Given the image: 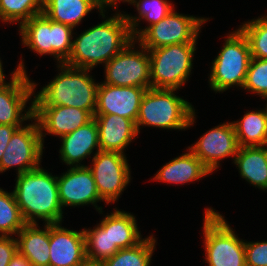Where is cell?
<instances>
[{
	"label": "cell",
	"mask_w": 267,
	"mask_h": 266,
	"mask_svg": "<svg viewBox=\"0 0 267 266\" xmlns=\"http://www.w3.org/2000/svg\"><path fill=\"white\" fill-rule=\"evenodd\" d=\"M197 43H181L148 50L151 88L180 89L193 69Z\"/></svg>",
	"instance_id": "obj_8"
},
{
	"label": "cell",
	"mask_w": 267,
	"mask_h": 266,
	"mask_svg": "<svg viewBox=\"0 0 267 266\" xmlns=\"http://www.w3.org/2000/svg\"><path fill=\"white\" fill-rule=\"evenodd\" d=\"M177 89L146 90L136 120V128L152 126L163 129L185 130L195 122V109L191 103L176 96Z\"/></svg>",
	"instance_id": "obj_4"
},
{
	"label": "cell",
	"mask_w": 267,
	"mask_h": 266,
	"mask_svg": "<svg viewBox=\"0 0 267 266\" xmlns=\"http://www.w3.org/2000/svg\"><path fill=\"white\" fill-rule=\"evenodd\" d=\"M5 77H6V75L3 72L2 62H1V58H0V82L5 81Z\"/></svg>",
	"instance_id": "obj_40"
},
{
	"label": "cell",
	"mask_w": 267,
	"mask_h": 266,
	"mask_svg": "<svg viewBox=\"0 0 267 266\" xmlns=\"http://www.w3.org/2000/svg\"><path fill=\"white\" fill-rule=\"evenodd\" d=\"M243 89L267 100V59L251 57Z\"/></svg>",
	"instance_id": "obj_33"
},
{
	"label": "cell",
	"mask_w": 267,
	"mask_h": 266,
	"mask_svg": "<svg viewBox=\"0 0 267 266\" xmlns=\"http://www.w3.org/2000/svg\"><path fill=\"white\" fill-rule=\"evenodd\" d=\"M26 73L24 62L21 60L11 74V81L0 82V125H23L24 121H33L31 96L34 95L37 84L29 79ZM29 100L32 102L26 111Z\"/></svg>",
	"instance_id": "obj_10"
},
{
	"label": "cell",
	"mask_w": 267,
	"mask_h": 266,
	"mask_svg": "<svg viewBox=\"0 0 267 266\" xmlns=\"http://www.w3.org/2000/svg\"><path fill=\"white\" fill-rule=\"evenodd\" d=\"M211 173L212 172L189 149L187 153L164 164L155 174L153 180L184 185L199 180Z\"/></svg>",
	"instance_id": "obj_22"
},
{
	"label": "cell",
	"mask_w": 267,
	"mask_h": 266,
	"mask_svg": "<svg viewBox=\"0 0 267 266\" xmlns=\"http://www.w3.org/2000/svg\"><path fill=\"white\" fill-rule=\"evenodd\" d=\"M126 155L119 152L98 151L93 155L91 170L100 198L115 203L130 183V166Z\"/></svg>",
	"instance_id": "obj_12"
},
{
	"label": "cell",
	"mask_w": 267,
	"mask_h": 266,
	"mask_svg": "<svg viewBox=\"0 0 267 266\" xmlns=\"http://www.w3.org/2000/svg\"><path fill=\"white\" fill-rule=\"evenodd\" d=\"M132 40L125 15L116 12L73 40L72 52L65 64L92 70L97 64L109 62Z\"/></svg>",
	"instance_id": "obj_1"
},
{
	"label": "cell",
	"mask_w": 267,
	"mask_h": 266,
	"mask_svg": "<svg viewBox=\"0 0 267 266\" xmlns=\"http://www.w3.org/2000/svg\"><path fill=\"white\" fill-rule=\"evenodd\" d=\"M110 213L111 247L126 249L136 246L144 238L138 230L135 216L126 211L117 210Z\"/></svg>",
	"instance_id": "obj_26"
},
{
	"label": "cell",
	"mask_w": 267,
	"mask_h": 266,
	"mask_svg": "<svg viewBox=\"0 0 267 266\" xmlns=\"http://www.w3.org/2000/svg\"><path fill=\"white\" fill-rule=\"evenodd\" d=\"M131 5L136 7L138 17L124 14L126 21L131 29V36L136 40L149 26L158 23L164 19L173 9L174 5L169 0H133ZM141 19L147 20L148 26L144 29H139Z\"/></svg>",
	"instance_id": "obj_27"
},
{
	"label": "cell",
	"mask_w": 267,
	"mask_h": 266,
	"mask_svg": "<svg viewBox=\"0 0 267 266\" xmlns=\"http://www.w3.org/2000/svg\"><path fill=\"white\" fill-rule=\"evenodd\" d=\"M57 66L61 72L36 95L34 93L33 106H72L94 116L99 83L90 76L91 70L65 63Z\"/></svg>",
	"instance_id": "obj_3"
},
{
	"label": "cell",
	"mask_w": 267,
	"mask_h": 266,
	"mask_svg": "<svg viewBox=\"0 0 267 266\" xmlns=\"http://www.w3.org/2000/svg\"><path fill=\"white\" fill-rule=\"evenodd\" d=\"M93 9L96 0H45L43 13L52 21L76 28Z\"/></svg>",
	"instance_id": "obj_24"
},
{
	"label": "cell",
	"mask_w": 267,
	"mask_h": 266,
	"mask_svg": "<svg viewBox=\"0 0 267 266\" xmlns=\"http://www.w3.org/2000/svg\"><path fill=\"white\" fill-rule=\"evenodd\" d=\"M98 7H99V12L102 15V18H106L105 17V9L106 8H110L113 7V9H117V1H123V2H128V4H131L133 0H96Z\"/></svg>",
	"instance_id": "obj_37"
},
{
	"label": "cell",
	"mask_w": 267,
	"mask_h": 266,
	"mask_svg": "<svg viewBox=\"0 0 267 266\" xmlns=\"http://www.w3.org/2000/svg\"><path fill=\"white\" fill-rule=\"evenodd\" d=\"M60 140V159L70 167L86 166L81 162L90 157L94 149H97L96 153L100 151L98 128L94 118L75 131L60 137Z\"/></svg>",
	"instance_id": "obj_20"
},
{
	"label": "cell",
	"mask_w": 267,
	"mask_h": 266,
	"mask_svg": "<svg viewBox=\"0 0 267 266\" xmlns=\"http://www.w3.org/2000/svg\"><path fill=\"white\" fill-rule=\"evenodd\" d=\"M239 147L234 126L227 122L205 132L188 149L213 173L222 159L231 157L234 160Z\"/></svg>",
	"instance_id": "obj_14"
},
{
	"label": "cell",
	"mask_w": 267,
	"mask_h": 266,
	"mask_svg": "<svg viewBox=\"0 0 267 266\" xmlns=\"http://www.w3.org/2000/svg\"><path fill=\"white\" fill-rule=\"evenodd\" d=\"M246 266H267V240L248 242L244 240Z\"/></svg>",
	"instance_id": "obj_34"
},
{
	"label": "cell",
	"mask_w": 267,
	"mask_h": 266,
	"mask_svg": "<svg viewBox=\"0 0 267 266\" xmlns=\"http://www.w3.org/2000/svg\"><path fill=\"white\" fill-rule=\"evenodd\" d=\"M233 162L241 178L252 186L267 190V146L239 147Z\"/></svg>",
	"instance_id": "obj_23"
},
{
	"label": "cell",
	"mask_w": 267,
	"mask_h": 266,
	"mask_svg": "<svg viewBox=\"0 0 267 266\" xmlns=\"http://www.w3.org/2000/svg\"><path fill=\"white\" fill-rule=\"evenodd\" d=\"M225 39L224 46L213 60L208 80L211 90L216 93L233 86L243 88L251 60L248 39L239 28Z\"/></svg>",
	"instance_id": "obj_6"
},
{
	"label": "cell",
	"mask_w": 267,
	"mask_h": 266,
	"mask_svg": "<svg viewBox=\"0 0 267 266\" xmlns=\"http://www.w3.org/2000/svg\"><path fill=\"white\" fill-rule=\"evenodd\" d=\"M33 113L40 128L43 145L47 133L62 137L94 118L89 111L72 106H33Z\"/></svg>",
	"instance_id": "obj_17"
},
{
	"label": "cell",
	"mask_w": 267,
	"mask_h": 266,
	"mask_svg": "<svg viewBox=\"0 0 267 266\" xmlns=\"http://www.w3.org/2000/svg\"><path fill=\"white\" fill-rule=\"evenodd\" d=\"M26 224L14 193L0 188V235H17Z\"/></svg>",
	"instance_id": "obj_31"
},
{
	"label": "cell",
	"mask_w": 267,
	"mask_h": 266,
	"mask_svg": "<svg viewBox=\"0 0 267 266\" xmlns=\"http://www.w3.org/2000/svg\"><path fill=\"white\" fill-rule=\"evenodd\" d=\"M85 234L86 258L105 261L112 257L118 247H111L110 214H107L94 229H83Z\"/></svg>",
	"instance_id": "obj_28"
},
{
	"label": "cell",
	"mask_w": 267,
	"mask_h": 266,
	"mask_svg": "<svg viewBox=\"0 0 267 266\" xmlns=\"http://www.w3.org/2000/svg\"><path fill=\"white\" fill-rule=\"evenodd\" d=\"M241 120L233 121L240 147L267 146V109L247 111Z\"/></svg>",
	"instance_id": "obj_25"
},
{
	"label": "cell",
	"mask_w": 267,
	"mask_h": 266,
	"mask_svg": "<svg viewBox=\"0 0 267 266\" xmlns=\"http://www.w3.org/2000/svg\"><path fill=\"white\" fill-rule=\"evenodd\" d=\"M13 190L16 202L26 223H61L63 211L59 199L57 175L41 167L17 175Z\"/></svg>",
	"instance_id": "obj_2"
},
{
	"label": "cell",
	"mask_w": 267,
	"mask_h": 266,
	"mask_svg": "<svg viewBox=\"0 0 267 266\" xmlns=\"http://www.w3.org/2000/svg\"><path fill=\"white\" fill-rule=\"evenodd\" d=\"M80 266H105L104 261H95L86 258Z\"/></svg>",
	"instance_id": "obj_39"
},
{
	"label": "cell",
	"mask_w": 267,
	"mask_h": 266,
	"mask_svg": "<svg viewBox=\"0 0 267 266\" xmlns=\"http://www.w3.org/2000/svg\"><path fill=\"white\" fill-rule=\"evenodd\" d=\"M18 128L12 135L0 161V172L17 168V175L40 167L43 142L37 120Z\"/></svg>",
	"instance_id": "obj_13"
},
{
	"label": "cell",
	"mask_w": 267,
	"mask_h": 266,
	"mask_svg": "<svg viewBox=\"0 0 267 266\" xmlns=\"http://www.w3.org/2000/svg\"><path fill=\"white\" fill-rule=\"evenodd\" d=\"M59 199L61 207L94 205L98 213H102V207L97 203L100 198L95 179L88 166L70 167L67 172L57 176Z\"/></svg>",
	"instance_id": "obj_15"
},
{
	"label": "cell",
	"mask_w": 267,
	"mask_h": 266,
	"mask_svg": "<svg viewBox=\"0 0 267 266\" xmlns=\"http://www.w3.org/2000/svg\"><path fill=\"white\" fill-rule=\"evenodd\" d=\"M209 18L179 14L173 9L149 26L136 42L148 50L181 43H196L201 27Z\"/></svg>",
	"instance_id": "obj_9"
},
{
	"label": "cell",
	"mask_w": 267,
	"mask_h": 266,
	"mask_svg": "<svg viewBox=\"0 0 267 266\" xmlns=\"http://www.w3.org/2000/svg\"><path fill=\"white\" fill-rule=\"evenodd\" d=\"M135 42L133 39L104 65L105 81L102 83L121 87L151 88L149 51L140 44L138 45L142 50H135Z\"/></svg>",
	"instance_id": "obj_11"
},
{
	"label": "cell",
	"mask_w": 267,
	"mask_h": 266,
	"mask_svg": "<svg viewBox=\"0 0 267 266\" xmlns=\"http://www.w3.org/2000/svg\"><path fill=\"white\" fill-rule=\"evenodd\" d=\"M147 89L99 83L95 114H114L136 123L139 107Z\"/></svg>",
	"instance_id": "obj_16"
},
{
	"label": "cell",
	"mask_w": 267,
	"mask_h": 266,
	"mask_svg": "<svg viewBox=\"0 0 267 266\" xmlns=\"http://www.w3.org/2000/svg\"><path fill=\"white\" fill-rule=\"evenodd\" d=\"M73 29L69 25L54 22L41 13L24 22L19 27V33L24 46L40 56L52 55L60 64L65 63L72 52Z\"/></svg>",
	"instance_id": "obj_7"
},
{
	"label": "cell",
	"mask_w": 267,
	"mask_h": 266,
	"mask_svg": "<svg viewBox=\"0 0 267 266\" xmlns=\"http://www.w3.org/2000/svg\"><path fill=\"white\" fill-rule=\"evenodd\" d=\"M50 224L49 266H80L86 259L84 230L76 231Z\"/></svg>",
	"instance_id": "obj_18"
},
{
	"label": "cell",
	"mask_w": 267,
	"mask_h": 266,
	"mask_svg": "<svg viewBox=\"0 0 267 266\" xmlns=\"http://www.w3.org/2000/svg\"><path fill=\"white\" fill-rule=\"evenodd\" d=\"M17 252L16 238L0 235V266H8Z\"/></svg>",
	"instance_id": "obj_35"
},
{
	"label": "cell",
	"mask_w": 267,
	"mask_h": 266,
	"mask_svg": "<svg viewBox=\"0 0 267 266\" xmlns=\"http://www.w3.org/2000/svg\"><path fill=\"white\" fill-rule=\"evenodd\" d=\"M239 29L248 39L251 57L267 59V16L247 21Z\"/></svg>",
	"instance_id": "obj_32"
},
{
	"label": "cell",
	"mask_w": 267,
	"mask_h": 266,
	"mask_svg": "<svg viewBox=\"0 0 267 266\" xmlns=\"http://www.w3.org/2000/svg\"><path fill=\"white\" fill-rule=\"evenodd\" d=\"M204 249L208 266H246L244 240L215 209L205 208Z\"/></svg>",
	"instance_id": "obj_5"
},
{
	"label": "cell",
	"mask_w": 267,
	"mask_h": 266,
	"mask_svg": "<svg viewBox=\"0 0 267 266\" xmlns=\"http://www.w3.org/2000/svg\"><path fill=\"white\" fill-rule=\"evenodd\" d=\"M38 225L27 223L17 233V250L32 266H49L50 224H45L44 230Z\"/></svg>",
	"instance_id": "obj_21"
},
{
	"label": "cell",
	"mask_w": 267,
	"mask_h": 266,
	"mask_svg": "<svg viewBox=\"0 0 267 266\" xmlns=\"http://www.w3.org/2000/svg\"><path fill=\"white\" fill-rule=\"evenodd\" d=\"M45 0H0L2 22H17L19 27L35 15L43 13Z\"/></svg>",
	"instance_id": "obj_30"
},
{
	"label": "cell",
	"mask_w": 267,
	"mask_h": 266,
	"mask_svg": "<svg viewBox=\"0 0 267 266\" xmlns=\"http://www.w3.org/2000/svg\"><path fill=\"white\" fill-rule=\"evenodd\" d=\"M156 241L152 234L134 247L119 249L112 257L105 260L104 264L105 266H150Z\"/></svg>",
	"instance_id": "obj_29"
},
{
	"label": "cell",
	"mask_w": 267,
	"mask_h": 266,
	"mask_svg": "<svg viewBox=\"0 0 267 266\" xmlns=\"http://www.w3.org/2000/svg\"><path fill=\"white\" fill-rule=\"evenodd\" d=\"M23 125H0V161L14 132Z\"/></svg>",
	"instance_id": "obj_36"
},
{
	"label": "cell",
	"mask_w": 267,
	"mask_h": 266,
	"mask_svg": "<svg viewBox=\"0 0 267 266\" xmlns=\"http://www.w3.org/2000/svg\"><path fill=\"white\" fill-rule=\"evenodd\" d=\"M8 266H32V265L30 264V261L28 259H26L24 256H22L17 252L11 259Z\"/></svg>",
	"instance_id": "obj_38"
},
{
	"label": "cell",
	"mask_w": 267,
	"mask_h": 266,
	"mask_svg": "<svg viewBox=\"0 0 267 266\" xmlns=\"http://www.w3.org/2000/svg\"><path fill=\"white\" fill-rule=\"evenodd\" d=\"M101 151L124 153L125 148L138 136L136 123L114 114H94Z\"/></svg>",
	"instance_id": "obj_19"
}]
</instances>
